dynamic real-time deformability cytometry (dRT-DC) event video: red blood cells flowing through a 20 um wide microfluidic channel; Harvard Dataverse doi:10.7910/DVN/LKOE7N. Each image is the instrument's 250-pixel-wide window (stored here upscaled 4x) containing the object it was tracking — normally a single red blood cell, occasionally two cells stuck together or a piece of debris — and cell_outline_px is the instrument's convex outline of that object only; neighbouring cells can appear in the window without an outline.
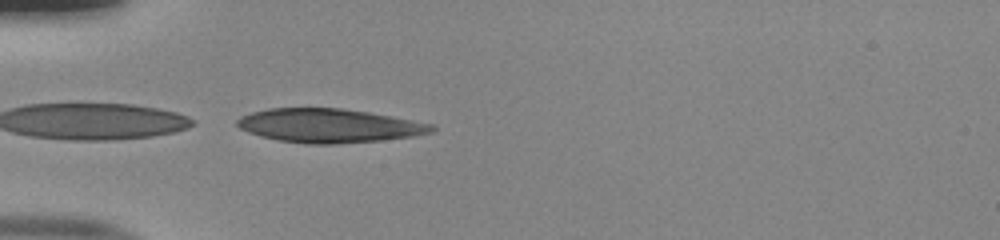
{"species": "human", "species_latin": "Homo sapiens", "temperature_condition": "room temperature", "stored_images_in_passage": 7, "camera_frame_rate_fps": 3000, "um_per_image_px": 0.085, "donor": {"sex": "male"}, "frame": {"image": 1, "passage_image": 7, "time_ms": 2.0, "image_size_px": [1000, 240], "cell_outline_px": [[436, 128], [432, 132], [412, 136], [380, 140], [336, 144], [308, 144], [280, 140], [260, 136], [248, 132], [240, 128], [236, 124], [236, 120], [240, 116], [252, 112], [268, 108], [340, 108], [368, 112], [392, 116], [432, 124]], "centroid_in_image_um": [27.94, 10.68], "position_along_channel_um": 57.1, "area_um2": 38.21}}